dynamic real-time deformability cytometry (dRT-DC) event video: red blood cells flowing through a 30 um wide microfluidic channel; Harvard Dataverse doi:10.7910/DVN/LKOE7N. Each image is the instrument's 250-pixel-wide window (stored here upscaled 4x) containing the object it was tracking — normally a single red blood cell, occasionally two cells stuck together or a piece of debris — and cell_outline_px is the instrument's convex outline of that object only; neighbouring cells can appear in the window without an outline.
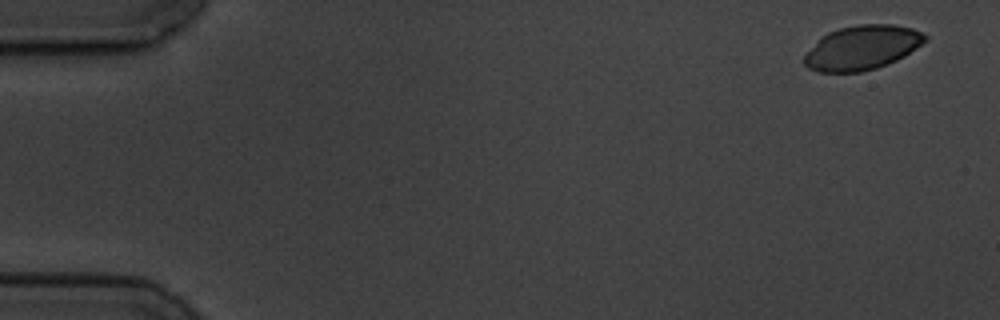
{"species": "common noctule bat (a hibernating species)", "species_latin": "Nyctalus noctula", "temperature_condition": "cold", "stored_images_in_passage": 5, "camera_frame_rate_fps": 3000, "um_per_image_px": 0.085, "animal": {"sex": "male", "body_mass_g": 19.5, "forearm_length_mm": 54.6}, "frame": {"image": 1, "passage_image": 1, "time_ms": 0.0, "image_size_px": [1000, 320], "cell_outline_px": [[928, 40], [904, 56], [896, 60], [876, 68], [860, 72], [820, 72], [808, 68], [804, 64], [804, 56], [820, 36], [828, 32], [840, 28], [856, 24], [892, 24], [912, 28], [928, 36]], "centroid_in_image_um": [73.27, 4.04], "position_along_channel_um": 11.7, "area_um2": 31.21}}